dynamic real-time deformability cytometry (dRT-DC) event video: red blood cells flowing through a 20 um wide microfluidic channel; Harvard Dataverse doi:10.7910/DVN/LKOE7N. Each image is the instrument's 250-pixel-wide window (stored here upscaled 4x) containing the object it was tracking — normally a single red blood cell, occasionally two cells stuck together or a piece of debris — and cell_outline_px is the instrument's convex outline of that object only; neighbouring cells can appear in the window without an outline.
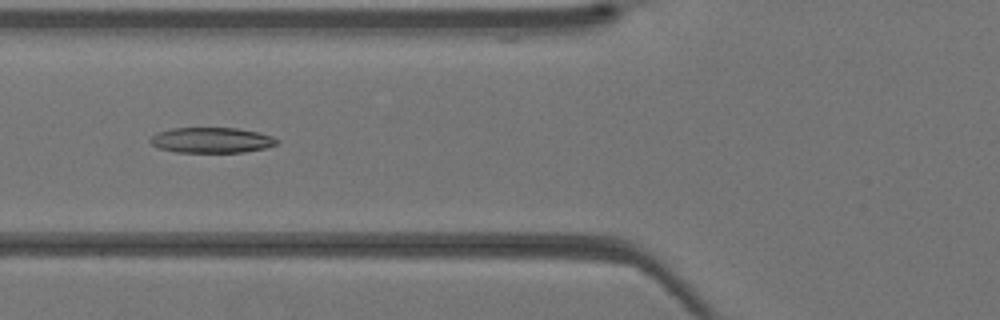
{"species": "Egyptian fruit bat (a non-hibernating species)", "species_latin": "Rousettus aegyptiacus", "temperature_condition": "warm", "stored_images_in_passage": 39, "camera_frame_rate_fps": 3000, "um_per_image_px": 0.085, "animal": {"sex": "female"}, "frame": {"image": 1, "passage_image": 16, "time_ms": 5.0, "image_size_px": [1000, 320], "cell_outline_px": [[280, 140], [276, 144], [264, 148], [244, 152], [176, 152], [160, 148], [152, 144], [148, 140], [156, 132], [172, 128], [236, 128], [260, 132], [272, 136]], "centroid_in_image_um": [17.98, 11.9], "position_along_channel_um": 107.8, "area_um2": 18.79}}
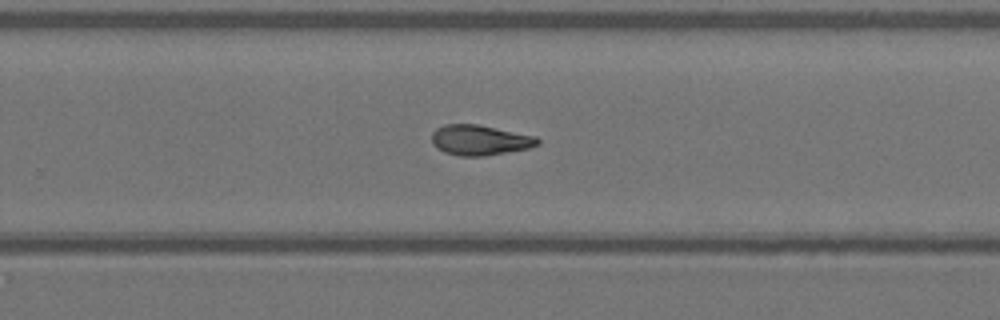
{"frame": {"image": 2, "passage_image": 27, "time_ms": 8.667, "image_size_px": [1000, 320], "cell_outline_px": [[540, 144], [528, 148], [508, 152], [484, 156], [460, 156], [444, 152], [432, 144], [432, 132], [436, 128], [444, 124], [476, 124], [536, 136], [540, 140]], "centroid_in_image_um": [40.77, 11.91], "position_along_channel_um": 289.0, "area_um2": 18.67}}
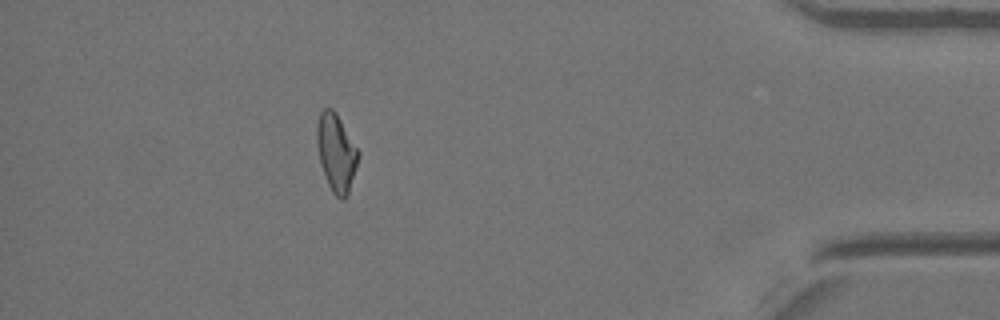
{"frame": {"image": 3, "passage_image": 37, "time_ms": 12.0, "image_size_px": [1000, 320], "cell_outline_px": [[360, 156], [348, 196], [344, 200], [340, 200], [332, 192], [328, 184], [320, 164], [316, 140], [316, 124], [320, 112], [324, 108], [332, 108], [336, 112], [360, 152]], "centroid_in_image_um": [28.59, 12.99], "position_along_channel_um": 406.6, "area_um2": 19.07}}